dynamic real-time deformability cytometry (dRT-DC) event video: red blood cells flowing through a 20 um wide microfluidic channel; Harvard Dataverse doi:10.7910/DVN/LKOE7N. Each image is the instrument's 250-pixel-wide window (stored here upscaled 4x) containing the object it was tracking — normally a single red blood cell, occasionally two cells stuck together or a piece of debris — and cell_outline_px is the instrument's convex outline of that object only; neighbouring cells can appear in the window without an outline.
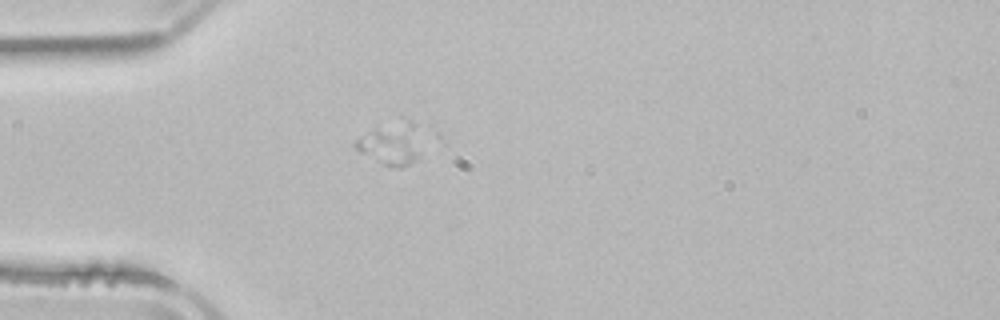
{"species": "common noctule bat (a hibernating species)", "species_latin": "Nyctalus noctula", "temperature_condition": "room temperature", "stored_images_in_passage": 4, "segment_of_instrument_passage": [2, 2], "camera_frame_rate_fps": 3000, "um_per_image_px": 0.085, "animal": {"sex": "male", "body_mass_g": 21.5, "forearm_length_mm": 52.0}, "frame": {"image": 1, "passage_image": 4, "time_ms": 4.667, "image_size_px": [1000, 320], "cell_outline_px": [[420, 160], [400, 168], [396, 168], [384, 164], [360, 152], [352, 144], [360, 136], [376, 128], [404, 136]], "centroid_in_image_um": [32.86, 12.6], "position_along_channel_um": 52.1, "area_um2": 11.73}}